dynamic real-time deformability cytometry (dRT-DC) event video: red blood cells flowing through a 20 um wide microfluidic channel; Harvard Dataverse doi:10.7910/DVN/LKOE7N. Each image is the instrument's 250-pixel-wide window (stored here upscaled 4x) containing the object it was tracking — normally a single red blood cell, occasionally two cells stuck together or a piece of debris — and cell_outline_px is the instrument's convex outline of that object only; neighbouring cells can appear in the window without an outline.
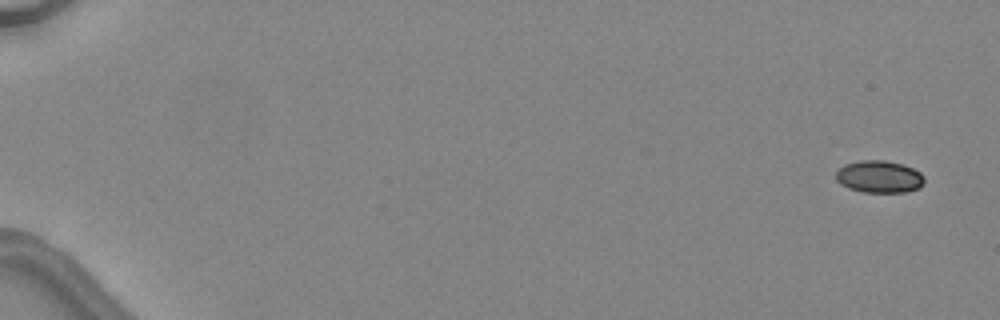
{"species": "common noctule bat (a hibernating species)", "species_latin": "Nyctalus noctula", "temperature_condition": "warm", "stored_images_in_passage": 6, "camera_frame_rate_fps": 3000, "um_per_image_px": 0.085, "animal": {"sex": "female", "body_mass_g": 24.6, "forearm_length_mm": 56.2}, "frame": {"image": 1, "passage_image": 1, "time_ms": 0.0, "image_size_px": [1000, 320], "cell_outline_px": [[924, 184], [920, 188], [904, 192], [864, 192], [848, 188], [840, 184], [836, 180], [836, 172], [844, 164], [860, 160], [884, 160], [904, 164], [920, 172], [924, 176]], "centroid_in_image_um": [74.74, 15.01], "position_along_channel_um": 10.3, "area_um2": 16.76}}
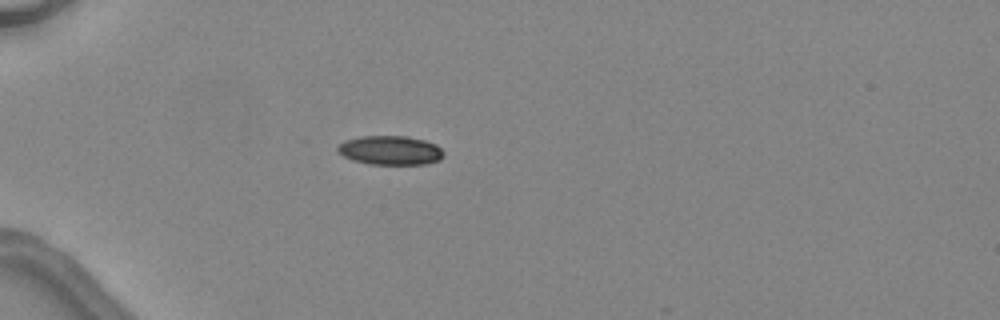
{"frame": {"image": 2, "passage_image": 5, "time_ms": 4.667, "image_size_px": [1000, 320], "cell_outline_px": [[444, 156], [440, 160], [428, 164], [368, 164], [352, 160], [344, 156], [336, 148], [344, 140], [360, 136], [408, 136], [424, 140], [436, 144], [444, 152]], "centroid_in_image_um": [33.2, 12.77], "position_along_channel_um": 51.8, "area_um2": 18.09}}